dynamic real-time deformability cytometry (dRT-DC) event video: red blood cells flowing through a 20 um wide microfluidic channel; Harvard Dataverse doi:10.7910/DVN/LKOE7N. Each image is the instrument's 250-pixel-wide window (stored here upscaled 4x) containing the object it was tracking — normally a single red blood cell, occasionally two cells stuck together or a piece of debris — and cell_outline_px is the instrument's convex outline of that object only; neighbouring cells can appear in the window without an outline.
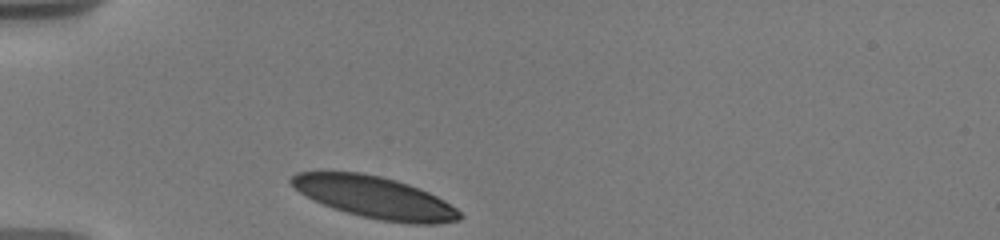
{"species": "human", "species_latin": "Homo sapiens", "temperature_condition": "warm", "stored_images_in_passage": 22, "camera_frame_rate_fps": 3000, "um_per_image_px": 0.085, "donor": {"sex": "male"}, "frame": {"image": 1, "passage_image": 1, "time_ms": 0.0, "image_size_px": [1000, 240], "cell_outline_px": [[464, 216], [460, 220], [436, 224], [408, 224], [380, 220], [360, 216], [324, 204], [300, 192], [288, 180], [296, 172], [360, 172], [380, 176], [396, 180], [408, 184], [428, 192], [444, 200], [456, 208]], "centroid_in_image_um": [31.91, 16.78], "position_along_channel_um": 53.1, "area_um2": 40.63}}
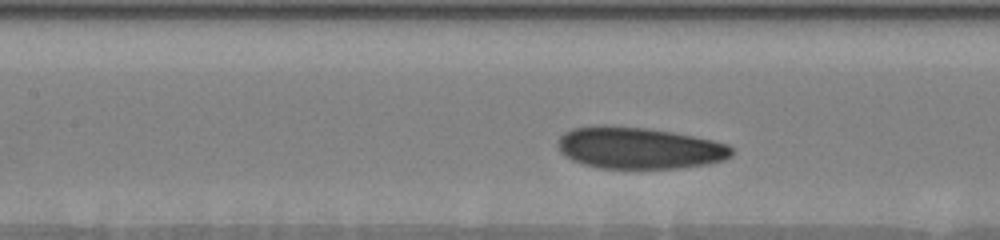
{"frame": {"image": 2, "passage_image": 15, "time_ms": 3.333, "image_size_px": [1000, 240], "cell_outline_px": [[732, 156], [724, 160], [708, 164], [676, 168], [596, 168], [572, 160], [564, 156], [560, 152], [556, 144], [560, 136], [564, 132], [572, 128], [604, 124], [648, 128], [672, 132], [712, 140], [728, 144], [732, 148]], "centroid_in_image_um": [54.27, 12.57], "position_along_channel_um": 153.1, "area_um2": 42.54}}
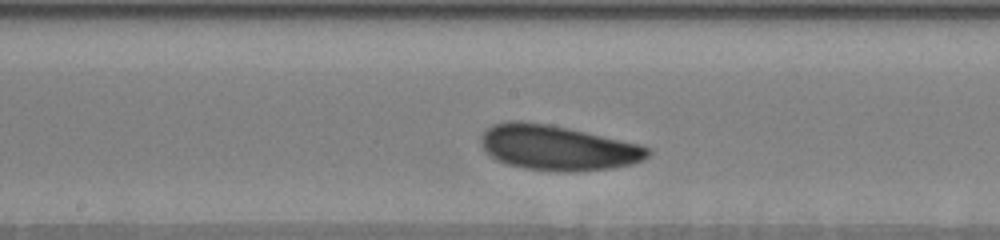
{"frame": {"image": 3, "passage_image": 21, "time_ms": 4.667, "image_size_px": [1000, 240], "cell_outline_px": [[652, 152], [644, 160], [632, 164], [612, 168], [568, 172], [552, 172], [524, 168], [508, 164], [492, 156], [484, 148], [480, 140], [484, 132], [488, 128], [496, 124], [512, 120], [520, 120], [548, 124], [568, 128], [640, 144], [652, 148]], "centroid_in_image_um": [47.46, 12.57], "position_along_channel_um": 200.7, "area_um2": 43.7}}